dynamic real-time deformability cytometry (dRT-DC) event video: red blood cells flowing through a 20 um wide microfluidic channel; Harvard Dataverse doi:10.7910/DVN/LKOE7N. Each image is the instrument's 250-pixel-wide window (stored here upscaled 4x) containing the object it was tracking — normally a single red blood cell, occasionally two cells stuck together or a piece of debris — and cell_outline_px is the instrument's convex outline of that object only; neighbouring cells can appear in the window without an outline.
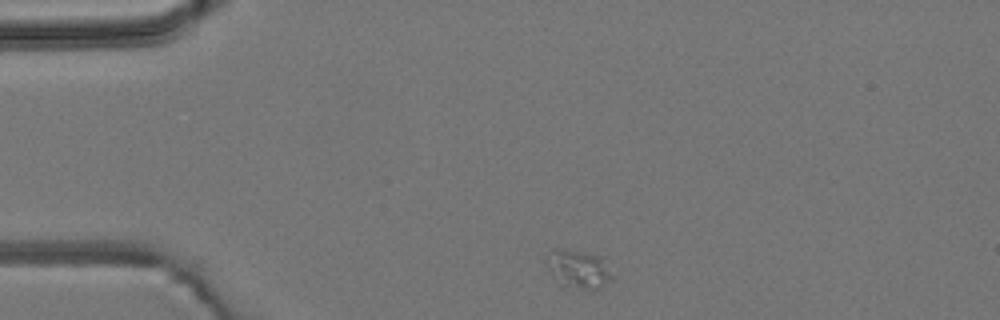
{"species": "common noctule bat (a hibernating species)", "species_latin": "Nyctalus noctula", "temperature_condition": "room temperature", "stored_images_in_passage": 3, "camera_frame_rate_fps": 3000, "um_per_image_px": 0.085, "animal": {"sex": "male", "body_mass_g": 19.2, "forearm_length_mm": 51.8}, "frame": {"image": 1, "passage_image": 1, "time_ms": 0.0, "image_size_px": [1000, 320], "cell_outline_px": [[612, 276], [604, 288], [588, 288], [564, 284], [556, 280], [552, 276], [548, 268], [548, 252], [552, 248], [564, 248], [600, 256]], "centroid_in_image_um": [49.13, 22.82], "position_along_channel_um": 35.9, "area_um2": 14.05}}